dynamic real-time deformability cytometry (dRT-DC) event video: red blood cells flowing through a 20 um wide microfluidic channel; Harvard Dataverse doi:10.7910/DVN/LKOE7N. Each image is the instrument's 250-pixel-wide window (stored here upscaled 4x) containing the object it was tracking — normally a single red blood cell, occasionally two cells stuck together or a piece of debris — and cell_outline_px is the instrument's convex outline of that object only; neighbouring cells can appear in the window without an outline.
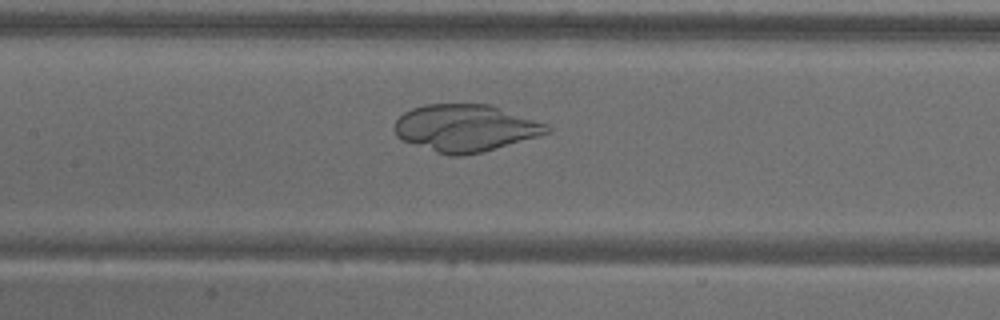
{"species": "common noctule bat (a hibernating species)", "species_latin": "Nyctalus noctula", "temperature_condition": "warm", "stored_images_in_passage": 56, "camera_frame_rate_fps": 3000, "um_per_image_px": 0.085, "animal": {"sex": "male", "body_mass_g": 18.8}, "frame": {"image": 1, "passage_image": 26, "time_ms": 8.333, "image_size_px": [1000, 320], "cell_outline_px": [[552, 132], [480, 152], [460, 156], [448, 156], [400, 140], [396, 136], [392, 128], [396, 120], [404, 112], [412, 108], [424, 104], [488, 104], [548, 124], [552, 128]], "centroid_in_image_um": [39.51, 10.88], "position_along_channel_um": 167.9, "area_um2": 41.79}}
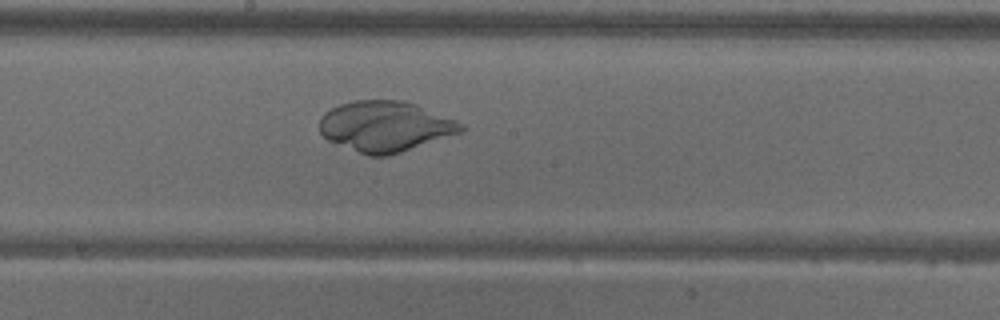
{"frame": {"image": 2, "passage_image": 30, "time_ms": 9.667, "image_size_px": [1000, 320], "cell_outline_px": [[468, 128], [460, 132], [388, 156], [368, 156], [328, 140], [320, 132], [320, 116], [324, 112], [340, 104], [352, 100], [400, 100], [416, 104], [456, 120], [464, 124]], "centroid_in_image_um": [32.73, 10.73], "position_along_channel_um": 215.5, "area_um2": 41.44}}
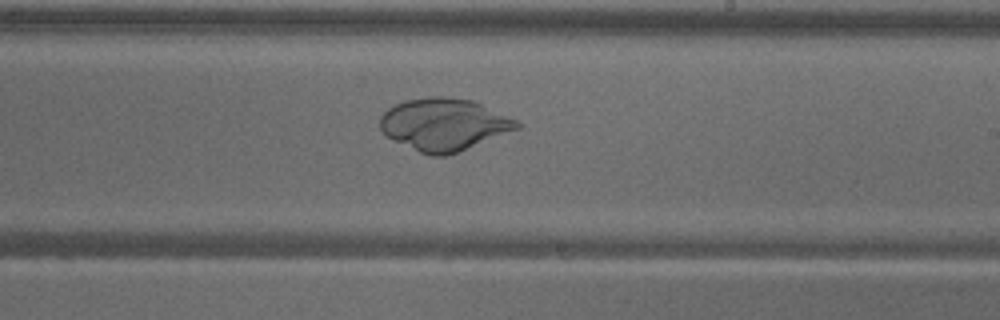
{"frame": {"image": 3, "passage_image": 33, "time_ms": 10.667, "image_size_px": [1000, 320], "cell_outline_px": [[524, 124], [520, 128], [456, 152], [444, 156], [432, 156], [420, 152], [392, 140], [380, 128], [380, 116], [388, 108], [404, 100], [432, 96], [444, 96], [472, 100], [508, 116]], "centroid_in_image_um": [37.72, 10.56], "position_along_channel_um": 251.3, "area_um2": 41.33}}